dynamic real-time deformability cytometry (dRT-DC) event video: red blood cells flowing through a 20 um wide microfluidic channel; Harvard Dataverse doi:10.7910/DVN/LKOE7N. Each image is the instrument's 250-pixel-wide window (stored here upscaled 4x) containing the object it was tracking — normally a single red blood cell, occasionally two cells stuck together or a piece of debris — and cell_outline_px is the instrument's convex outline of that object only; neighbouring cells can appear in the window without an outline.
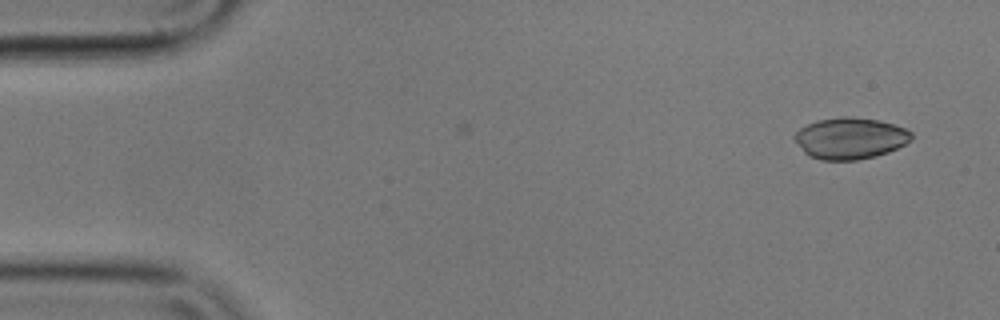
{"species": "common noctule bat (a hibernating species)", "species_latin": "Nyctalus noctula", "temperature_condition": "cold", "stored_images_in_passage": 2, "camera_frame_rate_fps": 3000, "um_per_image_px": 0.085, "animal": {"sex": "male", "body_mass_g": 17.9}, "frame": {"image": 1, "passage_image": 2, "time_ms": 0.333, "image_size_px": [1000, 320], "cell_outline_px": [[912, 140], [888, 152], [876, 156], [856, 160], [820, 160], [808, 156], [792, 140], [792, 136], [800, 128], [816, 120], [840, 116], [852, 116], [880, 120], [904, 128], [912, 132]], "centroid_in_image_um": [72.22, 11.75], "position_along_channel_um": 12.8, "area_um2": 28.55}}